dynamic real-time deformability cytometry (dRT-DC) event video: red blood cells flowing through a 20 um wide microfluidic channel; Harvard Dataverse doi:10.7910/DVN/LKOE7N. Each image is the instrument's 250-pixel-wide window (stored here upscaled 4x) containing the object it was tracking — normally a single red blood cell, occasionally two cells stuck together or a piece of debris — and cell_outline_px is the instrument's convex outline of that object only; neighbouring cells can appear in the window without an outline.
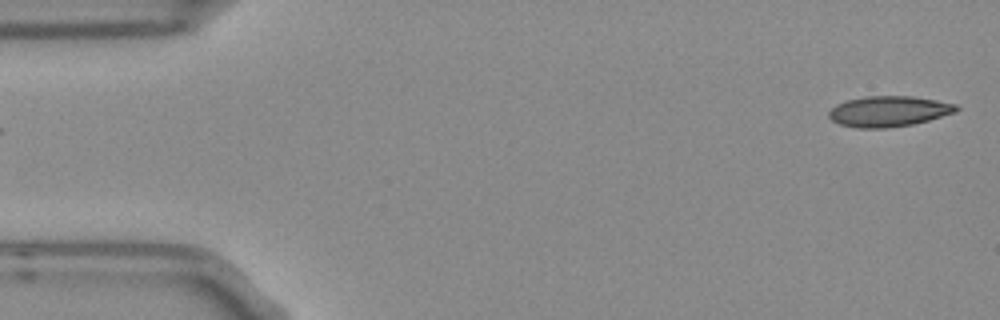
{"species": "Egyptian fruit bat (a non-hibernating species)", "species_latin": "Rousettus aegyptiacus", "temperature_condition": "room temperature", "stored_images_in_passage": 5, "segment_of_instrument_passage": [2, 2], "camera_frame_rate_fps": 3000, "um_per_image_px": 0.085, "frame": {"image": 1, "passage_image": 5, "time_ms": 1.333, "image_size_px": [1000, 320], "cell_outline_px": [[960, 108], [956, 112], [928, 120], [912, 124], [888, 128], [856, 128], [840, 124], [832, 120], [828, 116], [828, 112], [836, 104], [848, 100], [868, 96], [912, 96], [936, 100], [956, 104]], "centroid_in_image_um": [75.54, 9.46], "position_along_channel_um": 9.5, "area_um2": 22.66}}